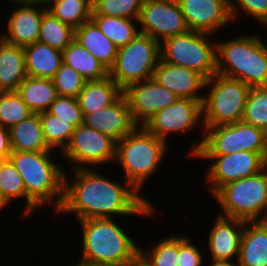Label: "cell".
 I'll return each instance as SVG.
<instances>
[{
  "label": "cell",
  "instance_id": "1",
  "mask_svg": "<svg viewBox=\"0 0 267 266\" xmlns=\"http://www.w3.org/2000/svg\"><path fill=\"white\" fill-rule=\"evenodd\" d=\"M94 168L64 174V197L57 213H74L79 220L112 219L113 216H150L156 210L128 182L124 185L105 178ZM73 178V179H72ZM70 180V181H69ZM72 180V181H71Z\"/></svg>",
  "mask_w": 267,
  "mask_h": 266
},
{
  "label": "cell",
  "instance_id": "2",
  "mask_svg": "<svg viewBox=\"0 0 267 266\" xmlns=\"http://www.w3.org/2000/svg\"><path fill=\"white\" fill-rule=\"evenodd\" d=\"M51 152L12 151L8 159L23 179L26 196L38 208L54 203L52 206L58 211L64 197L65 170L50 159Z\"/></svg>",
  "mask_w": 267,
  "mask_h": 266
},
{
  "label": "cell",
  "instance_id": "3",
  "mask_svg": "<svg viewBox=\"0 0 267 266\" xmlns=\"http://www.w3.org/2000/svg\"><path fill=\"white\" fill-rule=\"evenodd\" d=\"M83 250L80 262L128 266L140 247L124 232L115 219L79 220Z\"/></svg>",
  "mask_w": 267,
  "mask_h": 266
},
{
  "label": "cell",
  "instance_id": "4",
  "mask_svg": "<svg viewBox=\"0 0 267 266\" xmlns=\"http://www.w3.org/2000/svg\"><path fill=\"white\" fill-rule=\"evenodd\" d=\"M216 73L250 87L267 86V45L257 35L216 42Z\"/></svg>",
  "mask_w": 267,
  "mask_h": 266
},
{
  "label": "cell",
  "instance_id": "5",
  "mask_svg": "<svg viewBox=\"0 0 267 266\" xmlns=\"http://www.w3.org/2000/svg\"><path fill=\"white\" fill-rule=\"evenodd\" d=\"M168 143L150 134L143 126L116 142L115 162L124 170V178L139 194L153 176L168 151Z\"/></svg>",
  "mask_w": 267,
  "mask_h": 266
},
{
  "label": "cell",
  "instance_id": "6",
  "mask_svg": "<svg viewBox=\"0 0 267 266\" xmlns=\"http://www.w3.org/2000/svg\"><path fill=\"white\" fill-rule=\"evenodd\" d=\"M218 215L243 221L267 220V167L250 177L226 183L214 194Z\"/></svg>",
  "mask_w": 267,
  "mask_h": 266
},
{
  "label": "cell",
  "instance_id": "7",
  "mask_svg": "<svg viewBox=\"0 0 267 266\" xmlns=\"http://www.w3.org/2000/svg\"><path fill=\"white\" fill-rule=\"evenodd\" d=\"M202 103V127L234 124L242 121L251 87L248 84L218 73L206 80Z\"/></svg>",
  "mask_w": 267,
  "mask_h": 266
},
{
  "label": "cell",
  "instance_id": "8",
  "mask_svg": "<svg viewBox=\"0 0 267 266\" xmlns=\"http://www.w3.org/2000/svg\"><path fill=\"white\" fill-rule=\"evenodd\" d=\"M200 142L188 153L193 155H227L239 151H252L267 159V133L239 121L234 124L203 127ZM205 135V136H204Z\"/></svg>",
  "mask_w": 267,
  "mask_h": 266
},
{
  "label": "cell",
  "instance_id": "9",
  "mask_svg": "<svg viewBox=\"0 0 267 266\" xmlns=\"http://www.w3.org/2000/svg\"><path fill=\"white\" fill-rule=\"evenodd\" d=\"M212 34L188 30L160 43V60L201 74L206 80L217 71L216 43ZM213 45V46H212Z\"/></svg>",
  "mask_w": 267,
  "mask_h": 266
},
{
  "label": "cell",
  "instance_id": "10",
  "mask_svg": "<svg viewBox=\"0 0 267 266\" xmlns=\"http://www.w3.org/2000/svg\"><path fill=\"white\" fill-rule=\"evenodd\" d=\"M159 61L160 43L149 35L138 33L126 46L118 49L109 76L125 90L133 83L153 78Z\"/></svg>",
  "mask_w": 267,
  "mask_h": 266
},
{
  "label": "cell",
  "instance_id": "11",
  "mask_svg": "<svg viewBox=\"0 0 267 266\" xmlns=\"http://www.w3.org/2000/svg\"><path fill=\"white\" fill-rule=\"evenodd\" d=\"M62 154L74 164L73 170L91 168L89 165L94 168L111 161L115 163L116 141L82 124L75 129Z\"/></svg>",
  "mask_w": 267,
  "mask_h": 266
},
{
  "label": "cell",
  "instance_id": "12",
  "mask_svg": "<svg viewBox=\"0 0 267 266\" xmlns=\"http://www.w3.org/2000/svg\"><path fill=\"white\" fill-rule=\"evenodd\" d=\"M193 157L212 161L205 176L210 185L211 195L226 183L253 176L267 167V159L262 154L252 151Z\"/></svg>",
  "mask_w": 267,
  "mask_h": 266
},
{
  "label": "cell",
  "instance_id": "13",
  "mask_svg": "<svg viewBox=\"0 0 267 266\" xmlns=\"http://www.w3.org/2000/svg\"><path fill=\"white\" fill-rule=\"evenodd\" d=\"M137 24L159 43L189 30L177 0H144Z\"/></svg>",
  "mask_w": 267,
  "mask_h": 266
},
{
  "label": "cell",
  "instance_id": "14",
  "mask_svg": "<svg viewBox=\"0 0 267 266\" xmlns=\"http://www.w3.org/2000/svg\"><path fill=\"white\" fill-rule=\"evenodd\" d=\"M202 103L179 98L175 103L155 113L143 127L150 134L168 142L167 138L172 133L180 134L198 128V122L203 119Z\"/></svg>",
  "mask_w": 267,
  "mask_h": 266
},
{
  "label": "cell",
  "instance_id": "15",
  "mask_svg": "<svg viewBox=\"0 0 267 266\" xmlns=\"http://www.w3.org/2000/svg\"><path fill=\"white\" fill-rule=\"evenodd\" d=\"M123 94L138 126H143L155 113L179 99L175 93L162 87L153 78L129 85L123 90Z\"/></svg>",
  "mask_w": 267,
  "mask_h": 266
},
{
  "label": "cell",
  "instance_id": "16",
  "mask_svg": "<svg viewBox=\"0 0 267 266\" xmlns=\"http://www.w3.org/2000/svg\"><path fill=\"white\" fill-rule=\"evenodd\" d=\"M189 30L214 34L232 23L225 0H177ZM219 28V29H218Z\"/></svg>",
  "mask_w": 267,
  "mask_h": 266
},
{
  "label": "cell",
  "instance_id": "17",
  "mask_svg": "<svg viewBox=\"0 0 267 266\" xmlns=\"http://www.w3.org/2000/svg\"><path fill=\"white\" fill-rule=\"evenodd\" d=\"M83 125L111 137L116 142L138 127L133 120L128 100L124 94L110 106L84 114Z\"/></svg>",
  "mask_w": 267,
  "mask_h": 266
},
{
  "label": "cell",
  "instance_id": "18",
  "mask_svg": "<svg viewBox=\"0 0 267 266\" xmlns=\"http://www.w3.org/2000/svg\"><path fill=\"white\" fill-rule=\"evenodd\" d=\"M12 3L18 5V7L15 10L13 9L9 15L7 21L8 33L3 32L0 38L9 44L21 47L37 42L43 12L47 9L46 5L29 1Z\"/></svg>",
  "mask_w": 267,
  "mask_h": 266
},
{
  "label": "cell",
  "instance_id": "19",
  "mask_svg": "<svg viewBox=\"0 0 267 266\" xmlns=\"http://www.w3.org/2000/svg\"><path fill=\"white\" fill-rule=\"evenodd\" d=\"M153 79L179 98L203 102L204 95H199V92L205 90L206 79L193 70L160 60Z\"/></svg>",
  "mask_w": 267,
  "mask_h": 266
},
{
  "label": "cell",
  "instance_id": "20",
  "mask_svg": "<svg viewBox=\"0 0 267 266\" xmlns=\"http://www.w3.org/2000/svg\"><path fill=\"white\" fill-rule=\"evenodd\" d=\"M215 220L208 236L211 259L232 262L231 260L235 258L237 263L246 221L221 215H217Z\"/></svg>",
  "mask_w": 267,
  "mask_h": 266
},
{
  "label": "cell",
  "instance_id": "21",
  "mask_svg": "<svg viewBox=\"0 0 267 266\" xmlns=\"http://www.w3.org/2000/svg\"><path fill=\"white\" fill-rule=\"evenodd\" d=\"M237 266H267V220L245 222Z\"/></svg>",
  "mask_w": 267,
  "mask_h": 266
},
{
  "label": "cell",
  "instance_id": "22",
  "mask_svg": "<svg viewBox=\"0 0 267 266\" xmlns=\"http://www.w3.org/2000/svg\"><path fill=\"white\" fill-rule=\"evenodd\" d=\"M74 40L87 49L108 71L112 68L118 48L92 20L84 22L74 30Z\"/></svg>",
  "mask_w": 267,
  "mask_h": 266
},
{
  "label": "cell",
  "instance_id": "23",
  "mask_svg": "<svg viewBox=\"0 0 267 266\" xmlns=\"http://www.w3.org/2000/svg\"><path fill=\"white\" fill-rule=\"evenodd\" d=\"M26 76L24 48L0 38V92H16Z\"/></svg>",
  "mask_w": 267,
  "mask_h": 266
},
{
  "label": "cell",
  "instance_id": "24",
  "mask_svg": "<svg viewBox=\"0 0 267 266\" xmlns=\"http://www.w3.org/2000/svg\"><path fill=\"white\" fill-rule=\"evenodd\" d=\"M23 48L27 76L52 79L63 63L62 51L49 45L34 42Z\"/></svg>",
  "mask_w": 267,
  "mask_h": 266
},
{
  "label": "cell",
  "instance_id": "25",
  "mask_svg": "<svg viewBox=\"0 0 267 266\" xmlns=\"http://www.w3.org/2000/svg\"><path fill=\"white\" fill-rule=\"evenodd\" d=\"M122 94L123 90L107 76L102 80L86 81L77 100L84 115L110 106Z\"/></svg>",
  "mask_w": 267,
  "mask_h": 266
},
{
  "label": "cell",
  "instance_id": "26",
  "mask_svg": "<svg viewBox=\"0 0 267 266\" xmlns=\"http://www.w3.org/2000/svg\"><path fill=\"white\" fill-rule=\"evenodd\" d=\"M9 130L12 151H52L45 141L38 113H33L28 118L13 125Z\"/></svg>",
  "mask_w": 267,
  "mask_h": 266
},
{
  "label": "cell",
  "instance_id": "27",
  "mask_svg": "<svg viewBox=\"0 0 267 266\" xmlns=\"http://www.w3.org/2000/svg\"><path fill=\"white\" fill-rule=\"evenodd\" d=\"M16 92L33 113L47 111L58 96L52 79L31 76H26Z\"/></svg>",
  "mask_w": 267,
  "mask_h": 266
},
{
  "label": "cell",
  "instance_id": "28",
  "mask_svg": "<svg viewBox=\"0 0 267 266\" xmlns=\"http://www.w3.org/2000/svg\"><path fill=\"white\" fill-rule=\"evenodd\" d=\"M62 60L87 81L102 80L109 76V71L75 40L62 51Z\"/></svg>",
  "mask_w": 267,
  "mask_h": 266
},
{
  "label": "cell",
  "instance_id": "29",
  "mask_svg": "<svg viewBox=\"0 0 267 266\" xmlns=\"http://www.w3.org/2000/svg\"><path fill=\"white\" fill-rule=\"evenodd\" d=\"M91 20L118 49L126 46L139 33L135 25L138 20L100 14H91Z\"/></svg>",
  "mask_w": 267,
  "mask_h": 266
},
{
  "label": "cell",
  "instance_id": "30",
  "mask_svg": "<svg viewBox=\"0 0 267 266\" xmlns=\"http://www.w3.org/2000/svg\"><path fill=\"white\" fill-rule=\"evenodd\" d=\"M0 193L3 194L9 202H13L12 200H18L19 198H24L26 200L25 210L21 215L22 218L29 217V214L38 209L26 196L23 179L9 159L0 160Z\"/></svg>",
  "mask_w": 267,
  "mask_h": 266
},
{
  "label": "cell",
  "instance_id": "31",
  "mask_svg": "<svg viewBox=\"0 0 267 266\" xmlns=\"http://www.w3.org/2000/svg\"><path fill=\"white\" fill-rule=\"evenodd\" d=\"M74 30L46 9L43 12L37 42L63 51L74 40Z\"/></svg>",
  "mask_w": 267,
  "mask_h": 266
},
{
  "label": "cell",
  "instance_id": "32",
  "mask_svg": "<svg viewBox=\"0 0 267 266\" xmlns=\"http://www.w3.org/2000/svg\"><path fill=\"white\" fill-rule=\"evenodd\" d=\"M47 10L73 29L91 20L92 5L86 0H51Z\"/></svg>",
  "mask_w": 267,
  "mask_h": 266
},
{
  "label": "cell",
  "instance_id": "33",
  "mask_svg": "<svg viewBox=\"0 0 267 266\" xmlns=\"http://www.w3.org/2000/svg\"><path fill=\"white\" fill-rule=\"evenodd\" d=\"M39 118L41 121L42 131L48 147L51 150L59 149L63 152L70 142L71 136L76 127L69 121L59 119L47 111L40 112Z\"/></svg>",
  "mask_w": 267,
  "mask_h": 266
},
{
  "label": "cell",
  "instance_id": "34",
  "mask_svg": "<svg viewBox=\"0 0 267 266\" xmlns=\"http://www.w3.org/2000/svg\"><path fill=\"white\" fill-rule=\"evenodd\" d=\"M242 121L267 133V86L251 87Z\"/></svg>",
  "mask_w": 267,
  "mask_h": 266
},
{
  "label": "cell",
  "instance_id": "35",
  "mask_svg": "<svg viewBox=\"0 0 267 266\" xmlns=\"http://www.w3.org/2000/svg\"><path fill=\"white\" fill-rule=\"evenodd\" d=\"M17 92H0V125L10 129L32 115Z\"/></svg>",
  "mask_w": 267,
  "mask_h": 266
},
{
  "label": "cell",
  "instance_id": "36",
  "mask_svg": "<svg viewBox=\"0 0 267 266\" xmlns=\"http://www.w3.org/2000/svg\"><path fill=\"white\" fill-rule=\"evenodd\" d=\"M144 0H98L92 14L138 20Z\"/></svg>",
  "mask_w": 267,
  "mask_h": 266
},
{
  "label": "cell",
  "instance_id": "37",
  "mask_svg": "<svg viewBox=\"0 0 267 266\" xmlns=\"http://www.w3.org/2000/svg\"><path fill=\"white\" fill-rule=\"evenodd\" d=\"M140 252L153 266H178V235L161 239L150 252Z\"/></svg>",
  "mask_w": 267,
  "mask_h": 266
},
{
  "label": "cell",
  "instance_id": "38",
  "mask_svg": "<svg viewBox=\"0 0 267 266\" xmlns=\"http://www.w3.org/2000/svg\"><path fill=\"white\" fill-rule=\"evenodd\" d=\"M52 80L58 96L74 98H77L87 81L76 70L64 63L61 64Z\"/></svg>",
  "mask_w": 267,
  "mask_h": 266
},
{
  "label": "cell",
  "instance_id": "39",
  "mask_svg": "<svg viewBox=\"0 0 267 266\" xmlns=\"http://www.w3.org/2000/svg\"><path fill=\"white\" fill-rule=\"evenodd\" d=\"M47 112L59 117V119L69 121L76 128L83 124V114L77 98L57 96Z\"/></svg>",
  "mask_w": 267,
  "mask_h": 266
},
{
  "label": "cell",
  "instance_id": "40",
  "mask_svg": "<svg viewBox=\"0 0 267 266\" xmlns=\"http://www.w3.org/2000/svg\"><path fill=\"white\" fill-rule=\"evenodd\" d=\"M234 1L236 3H234ZM231 0L229 3V10L232 20L238 18V14H246L253 17L262 26H267V0ZM241 11V12H239Z\"/></svg>",
  "mask_w": 267,
  "mask_h": 266
},
{
  "label": "cell",
  "instance_id": "41",
  "mask_svg": "<svg viewBox=\"0 0 267 266\" xmlns=\"http://www.w3.org/2000/svg\"><path fill=\"white\" fill-rule=\"evenodd\" d=\"M204 257L190 239L178 235V266H202Z\"/></svg>",
  "mask_w": 267,
  "mask_h": 266
},
{
  "label": "cell",
  "instance_id": "42",
  "mask_svg": "<svg viewBox=\"0 0 267 266\" xmlns=\"http://www.w3.org/2000/svg\"><path fill=\"white\" fill-rule=\"evenodd\" d=\"M11 152L10 130L0 125V160L8 159Z\"/></svg>",
  "mask_w": 267,
  "mask_h": 266
},
{
  "label": "cell",
  "instance_id": "43",
  "mask_svg": "<svg viewBox=\"0 0 267 266\" xmlns=\"http://www.w3.org/2000/svg\"><path fill=\"white\" fill-rule=\"evenodd\" d=\"M128 266H153L142 254L139 252L136 257L129 263Z\"/></svg>",
  "mask_w": 267,
  "mask_h": 266
},
{
  "label": "cell",
  "instance_id": "44",
  "mask_svg": "<svg viewBox=\"0 0 267 266\" xmlns=\"http://www.w3.org/2000/svg\"><path fill=\"white\" fill-rule=\"evenodd\" d=\"M212 261L210 262L211 264L209 266H237L236 264L230 261H215V260Z\"/></svg>",
  "mask_w": 267,
  "mask_h": 266
},
{
  "label": "cell",
  "instance_id": "45",
  "mask_svg": "<svg viewBox=\"0 0 267 266\" xmlns=\"http://www.w3.org/2000/svg\"><path fill=\"white\" fill-rule=\"evenodd\" d=\"M10 202L6 199V197L0 193V210L5 208Z\"/></svg>",
  "mask_w": 267,
  "mask_h": 266
},
{
  "label": "cell",
  "instance_id": "46",
  "mask_svg": "<svg viewBox=\"0 0 267 266\" xmlns=\"http://www.w3.org/2000/svg\"><path fill=\"white\" fill-rule=\"evenodd\" d=\"M71 266H112V265L92 264V263H85V262L79 261L77 264H73Z\"/></svg>",
  "mask_w": 267,
  "mask_h": 266
},
{
  "label": "cell",
  "instance_id": "47",
  "mask_svg": "<svg viewBox=\"0 0 267 266\" xmlns=\"http://www.w3.org/2000/svg\"><path fill=\"white\" fill-rule=\"evenodd\" d=\"M26 1L47 5L51 0H26Z\"/></svg>",
  "mask_w": 267,
  "mask_h": 266
},
{
  "label": "cell",
  "instance_id": "48",
  "mask_svg": "<svg viewBox=\"0 0 267 266\" xmlns=\"http://www.w3.org/2000/svg\"><path fill=\"white\" fill-rule=\"evenodd\" d=\"M86 1L93 6L98 0H86Z\"/></svg>",
  "mask_w": 267,
  "mask_h": 266
},
{
  "label": "cell",
  "instance_id": "49",
  "mask_svg": "<svg viewBox=\"0 0 267 266\" xmlns=\"http://www.w3.org/2000/svg\"><path fill=\"white\" fill-rule=\"evenodd\" d=\"M11 2L26 1V0H9Z\"/></svg>",
  "mask_w": 267,
  "mask_h": 266
}]
</instances>
